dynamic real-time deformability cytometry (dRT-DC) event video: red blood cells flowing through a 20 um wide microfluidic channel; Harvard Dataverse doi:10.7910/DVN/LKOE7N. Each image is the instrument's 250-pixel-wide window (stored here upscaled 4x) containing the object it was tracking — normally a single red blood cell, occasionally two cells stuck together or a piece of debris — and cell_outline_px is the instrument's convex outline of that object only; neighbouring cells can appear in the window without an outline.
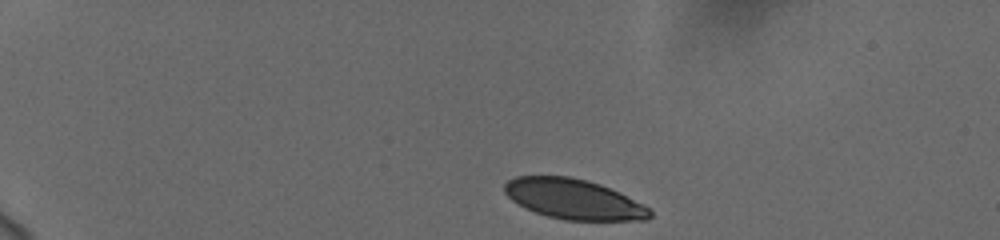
{"species": "human", "species_latin": "Homo sapiens", "temperature_condition": "cold", "stored_images_in_passage": 46, "camera_frame_rate_fps": 3000, "um_per_image_px": 0.085, "donor": {"sex": "female"}, "frame": {"image": 1, "passage_image": 1, "time_ms": 0.0, "image_size_px": [1000, 240], "cell_outline_px": [[652, 216], [648, 220], [564, 220], [548, 216], [524, 208], [512, 200], [504, 192], [504, 184], [508, 180], [516, 176], [568, 176], [600, 184], [648, 208], [652, 212]], "centroid_in_image_um": [48.7, 16.93], "position_along_channel_um": 36.3, "area_um2": 33.47}}
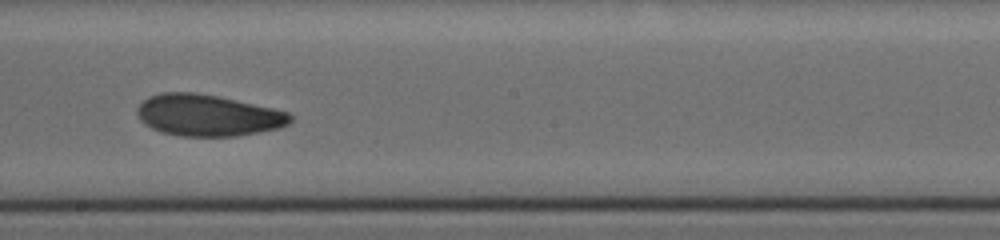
{"frame": {"image": 2, "passage_image": 24, "time_ms": 7.667, "image_size_px": [1000, 240], "cell_outline_px": [[292, 120], [288, 124], [280, 128], [236, 136], [180, 136], [164, 132], [152, 128], [144, 124], [140, 120], [136, 112], [136, 108], [148, 96], [160, 92], [196, 92], [216, 96], [272, 108], [288, 112], [292, 116]], "centroid_in_image_um": [17.64, 9.8], "position_along_channel_um": 230.6, "area_um2": 36.93}}
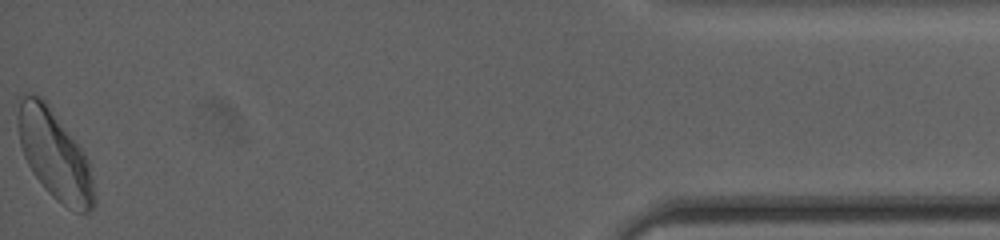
{"frame": {"image": 3, "passage_image": 46, "time_ms": 15.0, "image_size_px": [1000, 240], "cell_outline_px": [[96, 204], [88, 212], [76, 212], [68, 208], [56, 200], [44, 188], [32, 172], [24, 156], [20, 144], [16, 128], [16, 116], [20, 96], [24, 92], [32, 92], [40, 96], [48, 104], [84, 152], [88, 160], [92, 176], [96, 196]], "centroid_in_image_um": [4.61, 13.14], "position_along_channel_um": 430.6, "area_um2": 40.06}, "authors_computed_cell_mechanics": {"area_um2": 36.5874, "velocity_mm_per_s": 3.6844, "shape_relaxation_time_tau1_ms": 3.7078, "shape_relaxation_time_tau2_ms": 4.145, "deformation_change_tau1": 0.1143, "deformation_change_tau2": 0.0847}}